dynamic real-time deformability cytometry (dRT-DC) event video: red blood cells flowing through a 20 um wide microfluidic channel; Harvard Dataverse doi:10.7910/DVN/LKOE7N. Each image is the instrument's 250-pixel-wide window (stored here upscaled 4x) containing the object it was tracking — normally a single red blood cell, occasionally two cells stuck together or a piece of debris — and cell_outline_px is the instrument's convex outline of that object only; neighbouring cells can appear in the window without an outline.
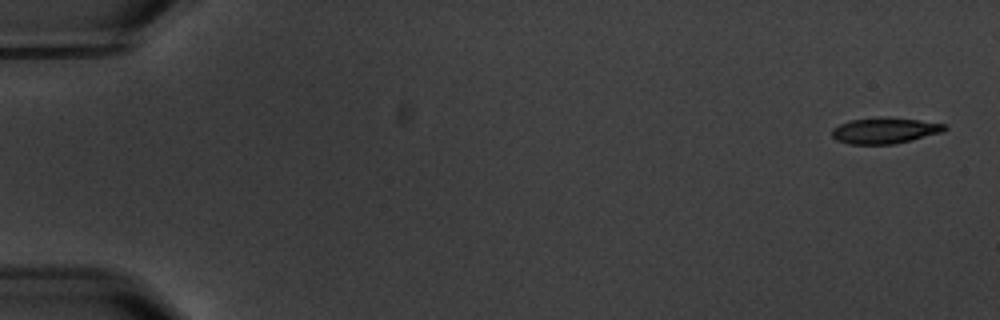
{"species": "common noctule bat (a hibernating species)", "species_latin": "Nyctalus noctula", "temperature_condition": "warm", "stored_images_in_passage": 4, "camera_frame_rate_fps": 3000, "um_per_image_px": 0.085, "animal": {"sex": "male", "body_mass_g": 20.1, "forearm_length_mm": 53.5}, "frame": {"image": 1, "passage_image": 1, "time_ms": 0.0, "image_size_px": [1000, 320], "cell_outline_px": [[948, 128], [940, 132], [912, 140], [892, 144], [848, 144], [836, 140], [832, 136], [832, 128], [840, 124], [852, 120], [880, 116], [888, 116], [920, 120], [948, 124]], "centroid_in_image_um": [75.21, 11.08], "position_along_channel_um": 9.8, "area_um2": 17.22}}